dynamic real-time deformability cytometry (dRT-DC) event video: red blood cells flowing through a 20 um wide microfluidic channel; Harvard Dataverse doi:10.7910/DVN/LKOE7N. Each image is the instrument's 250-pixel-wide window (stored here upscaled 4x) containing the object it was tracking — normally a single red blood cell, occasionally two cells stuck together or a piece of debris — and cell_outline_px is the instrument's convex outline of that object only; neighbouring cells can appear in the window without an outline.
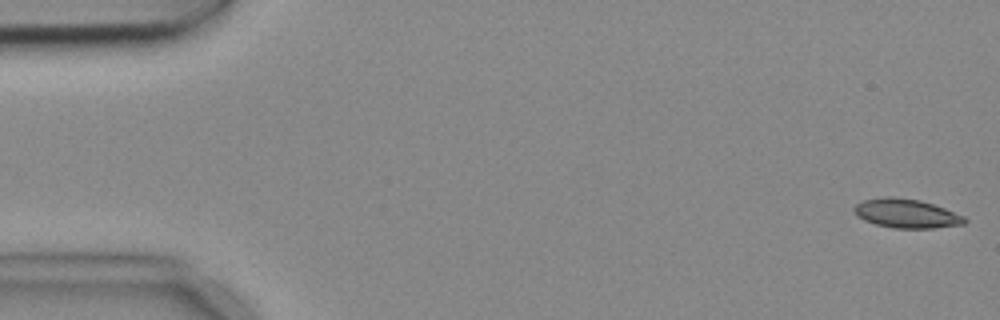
{"species": "common noctule bat (a hibernating species)", "species_latin": "Nyctalus noctula", "temperature_condition": "cold", "stored_images_in_passage": 5, "camera_frame_rate_fps": 3000, "um_per_image_px": 0.085, "animal": {"sex": "female", "body_mass_g": 18.4}, "frame": {"image": 1, "passage_image": 1, "time_ms": 0.0, "image_size_px": [1000, 320], "cell_outline_px": [[968, 220], [964, 224], [932, 228], [892, 228], [876, 224], [864, 220], [856, 216], [852, 208], [856, 204], [864, 200], [888, 196], [892, 196], [920, 200], [944, 208], [964, 216]], "centroid_in_image_um": [77.02, 18.14], "position_along_channel_um": 8.0, "area_um2": 18.67}}
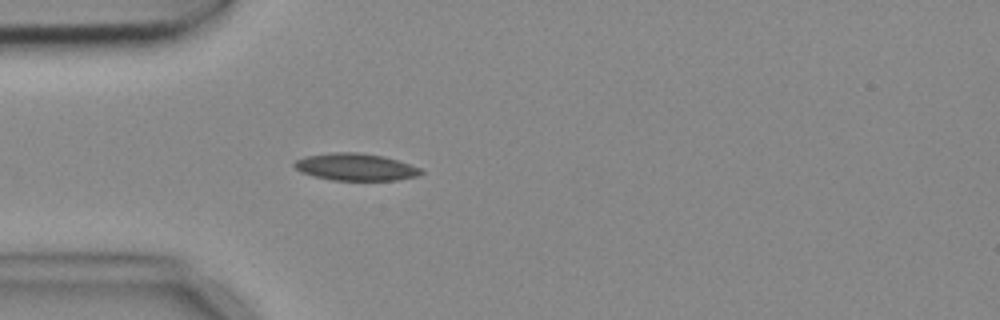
{"frame": {"image": 2, "passage_image": 5, "time_ms": 1.333, "image_size_px": [1000, 320], "cell_outline_px": [[424, 172], [416, 176], [396, 180], [332, 180], [312, 176], [300, 172], [292, 164], [296, 160], [304, 156], [332, 152], [356, 152], [384, 156], [420, 168]], "centroid_in_image_um": [30.17, 14.19], "position_along_channel_um": 54.8, "area_um2": 20.0}}